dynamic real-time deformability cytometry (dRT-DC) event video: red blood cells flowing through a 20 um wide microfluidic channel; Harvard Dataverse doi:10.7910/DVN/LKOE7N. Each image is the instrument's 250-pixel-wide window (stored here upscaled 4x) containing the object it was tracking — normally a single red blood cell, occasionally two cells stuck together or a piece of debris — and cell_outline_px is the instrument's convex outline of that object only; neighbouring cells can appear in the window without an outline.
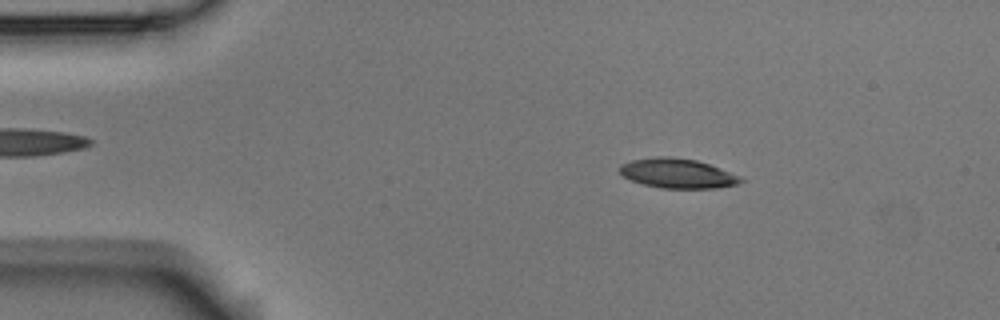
{"species": "Egyptian fruit bat (a non-hibernating species)", "species_latin": "Rousettus aegyptiacus", "temperature_condition": "room temperature", "stored_images_in_passage": 11, "camera_frame_rate_fps": 3000, "um_per_image_px": 0.085, "animal": {"sex": "male"}, "frame": {"image": 1, "passage_image": 4, "time_ms": 1.0, "image_size_px": [1000, 320], "cell_outline_px": [[744, 180], [736, 184], [716, 188], [660, 188], [644, 184], [632, 180], [624, 176], [620, 172], [620, 164], [632, 160], [656, 156], [668, 156], [696, 160], [708, 164], [740, 176]], "centroid_in_image_um": [57.57, 14.73], "position_along_channel_um": 27.4, "area_um2": 20.63}}